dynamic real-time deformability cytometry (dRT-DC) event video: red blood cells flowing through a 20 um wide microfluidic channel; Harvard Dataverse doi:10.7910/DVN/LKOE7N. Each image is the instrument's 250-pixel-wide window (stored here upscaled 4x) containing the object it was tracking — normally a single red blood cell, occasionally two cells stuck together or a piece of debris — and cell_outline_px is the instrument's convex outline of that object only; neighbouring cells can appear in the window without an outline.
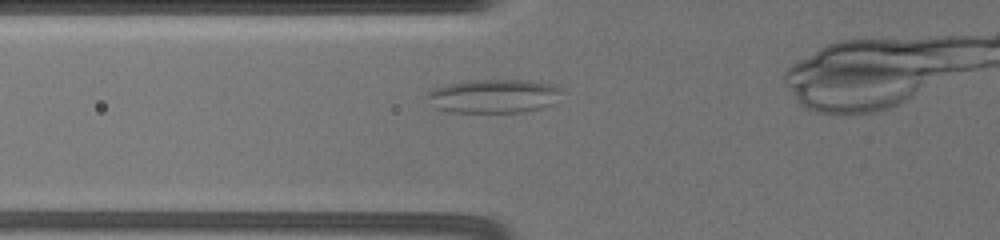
{"species": "common noctule bat (a hibernating species)", "species_latin": "Nyctalus noctula", "temperature_condition": "warm", "stored_images_in_passage": 33, "camera_frame_rate_fps": 3000, "um_per_image_px": 0.085, "animal": {"sex": "female", "body_mass_g": 19.5, "forearm_length_mm": 54.1}, "frame": {"image": 1, "passage_image": 6, "time_ms": 1.667, "image_size_px": [1000, 240], "cell_outline_px": [[560, 88], [548, 104], [540, 108], [520, 112], [452, 112], [436, 108], [428, 96], [428, 92], [432, 88], [472, 80], [528, 80], [556, 84]], "centroid_in_image_um": [41.91, 8.15], "position_along_channel_um": 83.9, "area_um2": 25.66}}
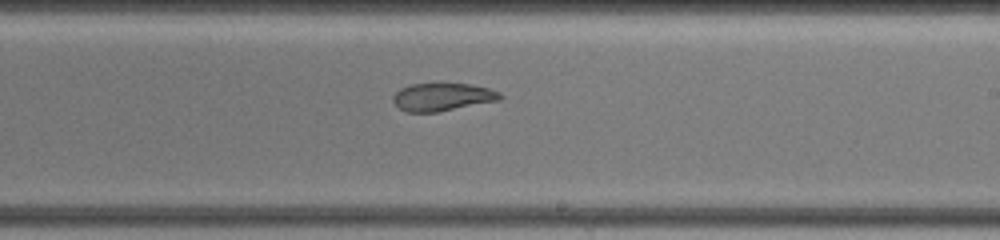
{"frame": {"image": 2, "passage_image": 16, "time_ms": 6.333, "image_size_px": [1000, 240], "cell_outline_px": [[504, 96], [500, 100], [436, 112], [408, 112], [400, 108], [392, 100], [392, 96], [400, 88], [412, 84], [440, 80], [472, 84], [488, 88], [500, 92]], "centroid_in_image_um": [37.61, 8.18], "position_along_channel_um": 251.4, "area_um2": 18.09}}
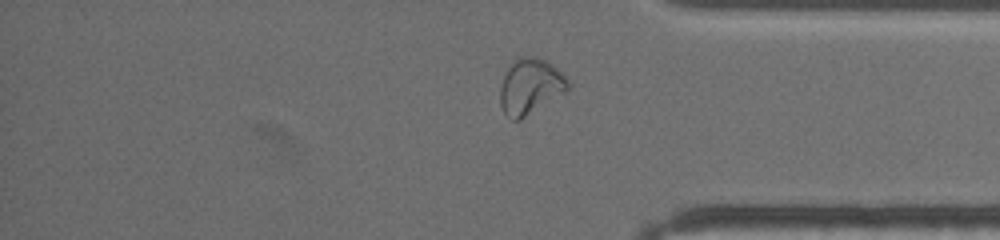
{"frame": {"image": 3, "passage_image": 29, "time_ms": 10.333, "image_size_px": [1000, 240], "cell_outline_px": [[572, 84], [568, 88], [520, 120], [512, 120], [504, 112], [500, 104], [500, 88], [504, 76], [508, 68], [516, 56], [536, 56], [552, 64]], "centroid_in_image_um": [45.04, 7.31], "position_along_channel_um": 390.2, "area_um2": 21.56}}